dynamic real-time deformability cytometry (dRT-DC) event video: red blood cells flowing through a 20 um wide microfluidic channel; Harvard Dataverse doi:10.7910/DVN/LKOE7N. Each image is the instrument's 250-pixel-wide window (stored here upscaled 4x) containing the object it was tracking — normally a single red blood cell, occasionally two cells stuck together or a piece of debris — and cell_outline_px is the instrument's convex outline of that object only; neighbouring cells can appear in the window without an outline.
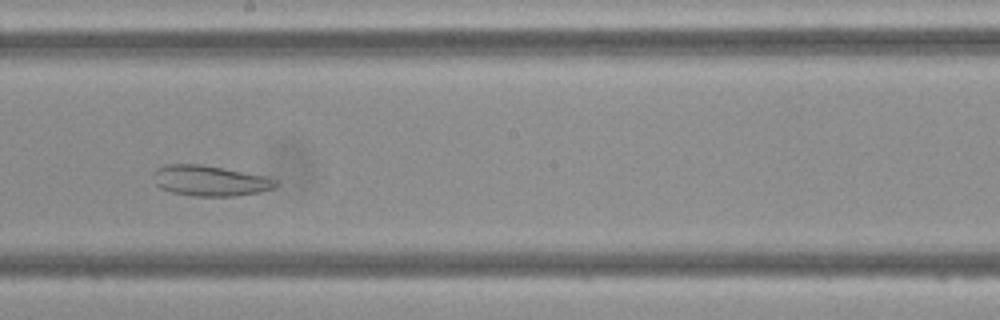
{"species": "Egyptian fruit bat (a non-hibernating species)", "species_latin": "Rousettus aegyptiacus", "temperature_condition": "cold", "stored_images_in_passage": 45, "camera_frame_rate_fps": 3000, "um_per_image_px": 0.085, "frame": {"image": 1, "passage_image": 23, "time_ms": 7.333, "image_size_px": [1000, 320], "cell_outline_px": [[276, 184], [272, 188], [260, 192], [236, 196], [192, 196], [172, 192], [160, 188], [156, 184], [152, 172], [156, 168], [168, 164], [200, 164], [264, 176], [276, 180]], "centroid_in_image_um": [17.78, 15.36], "position_along_channel_um": 230.4, "area_um2": 21.56}}
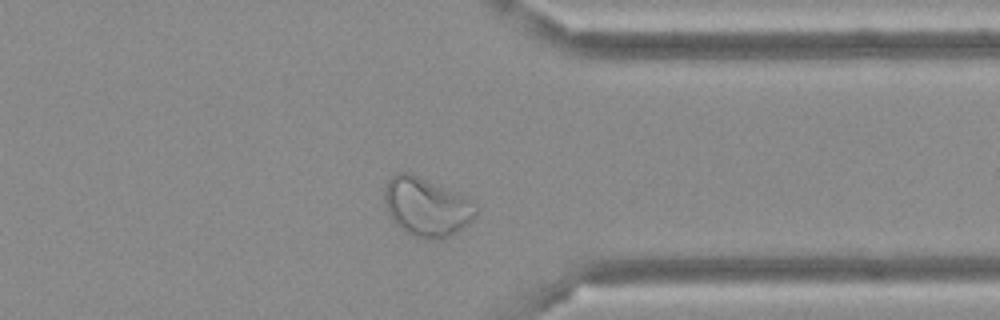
{"frame": {"image": 2, "passage_image": 34, "time_ms": 11.0, "image_size_px": [1000, 320], "cell_outline_px": [[476, 212], [472, 220], [448, 236], [440, 240], [428, 240], [412, 236], [404, 232], [392, 220], [388, 212], [384, 200], [384, 188], [388, 180], [392, 176], [400, 172], [408, 172], [464, 196], [472, 200], [476, 204]], "centroid_in_image_um": [36.22, 17.61], "position_along_channel_um": 375.2, "area_um2": 30.98}}
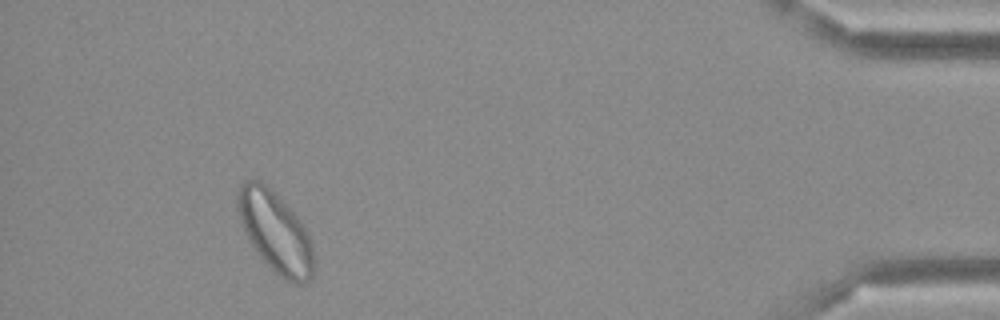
{"frame": {"image": 3, "passage_image": 41, "time_ms": 13.333, "image_size_px": [1000, 320], "cell_outline_px": [[316, 268], [312, 276], [304, 284], [296, 284], [280, 276], [264, 260], [252, 244], [240, 220], [236, 204], [236, 192], [240, 184], [244, 180], [260, 180], [300, 220], [308, 232], [312, 244], [316, 264]], "centroid_in_image_um": [23.43, 19.74], "position_along_channel_um": 411.8, "area_um2": 35.32}}